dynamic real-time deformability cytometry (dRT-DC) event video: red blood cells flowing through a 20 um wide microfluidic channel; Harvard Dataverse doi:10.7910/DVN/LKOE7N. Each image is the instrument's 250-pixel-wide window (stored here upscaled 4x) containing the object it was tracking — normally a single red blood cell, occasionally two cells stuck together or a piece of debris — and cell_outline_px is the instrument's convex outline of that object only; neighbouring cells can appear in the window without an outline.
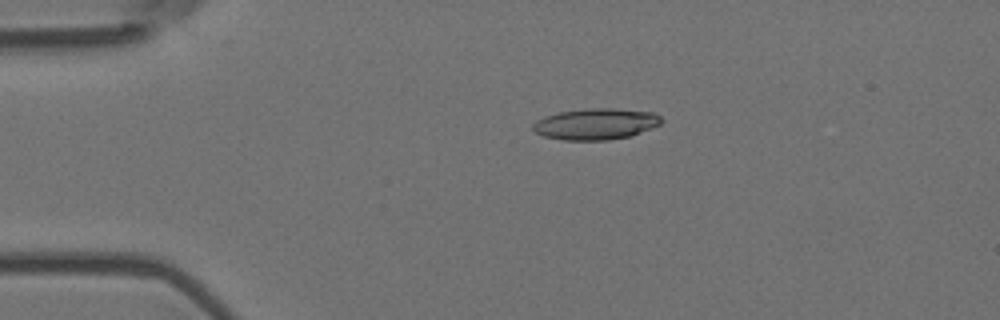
{"species": "Egyptian fruit bat (a non-hibernating species)", "species_latin": "Rousettus aegyptiacus", "temperature_condition": "room temperature", "stored_images_in_passage": 4, "camera_frame_rate_fps": 3000, "um_per_image_px": 0.085, "animal": {"sex": "female"}, "frame": {"image": 1, "passage_image": 3, "time_ms": 0.667, "image_size_px": [1000, 320], "cell_outline_px": [[664, 120], [660, 124], [632, 136], [608, 140], [564, 140], [544, 136], [536, 132], [532, 128], [532, 124], [536, 120], [544, 116], [560, 112], [588, 108], [612, 108], [652, 112], [660, 116]], "centroid_in_image_um": [50.64, 10.54], "position_along_channel_um": 34.4, "area_um2": 23.41}}